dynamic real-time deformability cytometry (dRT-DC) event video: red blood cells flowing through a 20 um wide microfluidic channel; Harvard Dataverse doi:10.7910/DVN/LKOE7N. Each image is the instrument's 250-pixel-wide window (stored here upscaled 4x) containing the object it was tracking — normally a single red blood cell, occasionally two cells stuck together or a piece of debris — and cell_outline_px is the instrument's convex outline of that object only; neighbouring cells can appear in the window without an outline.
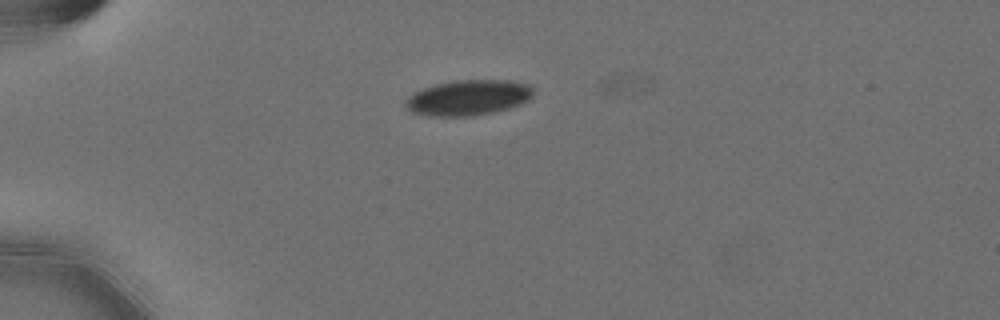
{"species": "Egyptian fruit bat (a non-hibernating species)", "species_latin": "Rousettus aegyptiacus", "temperature_condition": "cold", "stored_images_in_passage": 4, "camera_frame_rate_fps": 3000, "um_per_image_px": 0.085, "animal": {"sex": "female"}, "frame": {"image": 1, "passage_image": 3, "time_ms": 0.667, "image_size_px": [1000, 320], "cell_outline_px": [[536, 92], [528, 100], [520, 104], [508, 108], [492, 112], [472, 116], [428, 116], [412, 112], [404, 104], [404, 100], [408, 96], [424, 88], [436, 84], [456, 80], [508, 80], [528, 84]], "centroid_in_image_um": [39.81, 8.3], "position_along_channel_um": 45.2, "area_um2": 26.36}}